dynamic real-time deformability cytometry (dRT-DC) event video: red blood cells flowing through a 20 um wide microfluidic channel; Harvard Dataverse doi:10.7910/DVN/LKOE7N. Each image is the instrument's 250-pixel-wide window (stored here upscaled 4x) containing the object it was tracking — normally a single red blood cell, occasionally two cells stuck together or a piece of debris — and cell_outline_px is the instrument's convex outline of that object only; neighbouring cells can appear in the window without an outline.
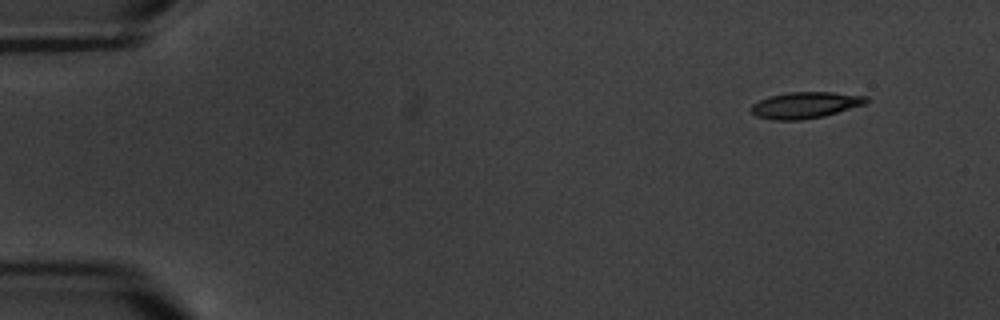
{"species": "common noctule bat (a hibernating species)", "species_latin": "Nyctalus noctula", "temperature_condition": "warm", "stored_images_in_passage": 4, "camera_frame_rate_fps": 3000, "um_per_image_px": 0.085, "animal": {"sex": "male", "body_mass_g": 20.1, "forearm_length_mm": 53.5}, "frame": {"image": 1, "passage_image": 1, "time_ms": 0.0, "image_size_px": [1000, 320], "cell_outline_px": [[868, 104], [824, 116], [800, 120], [772, 120], [756, 116], [748, 108], [752, 104], [768, 96], [788, 92], [832, 92], [868, 96]], "centroid_in_image_um": [68.46, 8.93], "position_along_channel_um": 16.5, "area_um2": 17.92}}
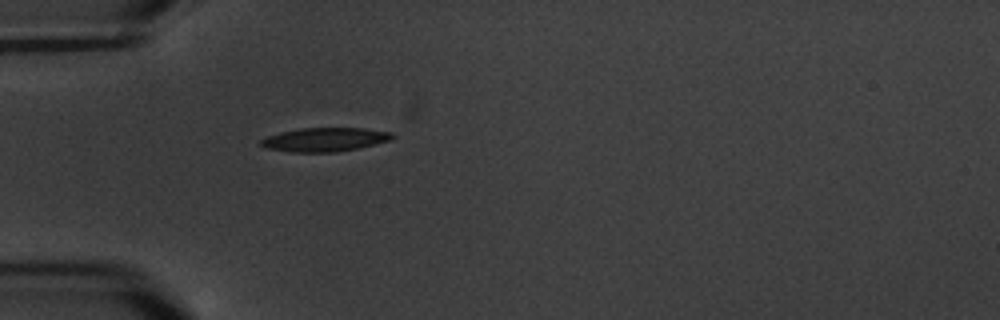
{"frame": {"image": 2, "passage_image": 4, "time_ms": 4.333, "image_size_px": [1000, 320], "cell_outline_px": [[396, 136], [388, 140], [356, 148], [336, 152], [292, 152], [264, 148], [260, 144], [260, 140], [268, 136], [280, 132], [300, 128], [364, 128], [392, 132]], "centroid_in_image_um": [27.57, 11.86], "position_along_channel_um": 57.4, "area_um2": 18.09}}